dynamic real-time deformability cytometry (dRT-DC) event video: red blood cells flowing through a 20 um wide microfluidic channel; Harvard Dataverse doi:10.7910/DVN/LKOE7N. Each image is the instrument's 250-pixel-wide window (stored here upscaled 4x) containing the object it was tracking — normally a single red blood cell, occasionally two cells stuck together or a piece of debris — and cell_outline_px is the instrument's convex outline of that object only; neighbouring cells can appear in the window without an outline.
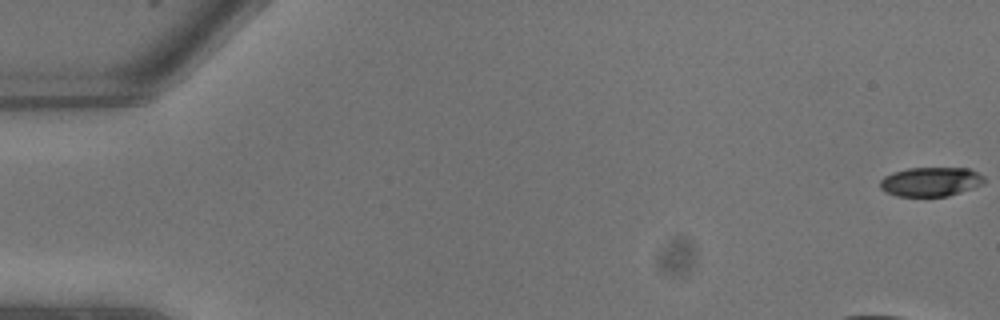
{"species": "common noctule bat (a hibernating species)", "species_latin": "Nyctalus noctula", "temperature_condition": "warm", "stored_images_in_passage": 12, "camera_frame_rate_fps": 3000, "um_per_image_px": 0.085, "animal": {"sex": "male", "body_mass_g": 13.3}, "frame": {"image": 1, "passage_image": 1, "time_ms": 0.0, "image_size_px": [1000, 320], "cell_outline_px": [[984, 184], [948, 196], [896, 196], [884, 192], [880, 188], [880, 180], [884, 176], [892, 172], [908, 168], [968, 168], [984, 176]], "centroid_in_image_um": [79.08, 15.45], "position_along_channel_um": 5.9, "area_um2": 17.8}}